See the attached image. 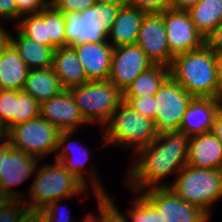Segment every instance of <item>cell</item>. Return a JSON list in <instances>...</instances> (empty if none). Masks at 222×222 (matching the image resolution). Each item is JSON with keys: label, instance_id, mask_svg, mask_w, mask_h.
<instances>
[{"label": "cell", "instance_id": "ffe728a7", "mask_svg": "<svg viewBox=\"0 0 222 222\" xmlns=\"http://www.w3.org/2000/svg\"><path fill=\"white\" fill-rule=\"evenodd\" d=\"M52 67L63 89L69 90L89 81L72 46L59 47L54 50Z\"/></svg>", "mask_w": 222, "mask_h": 222}, {"label": "cell", "instance_id": "7c38bea8", "mask_svg": "<svg viewBox=\"0 0 222 222\" xmlns=\"http://www.w3.org/2000/svg\"><path fill=\"white\" fill-rule=\"evenodd\" d=\"M136 44L154 65L170 67L174 55L170 52L164 24V12L147 13L139 29Z\"/></svg>", "mask_w": 222, "mask_h": 222}, {"label": "cell", "instance_id": "cb8c5ba5", "mask_svg": "<svg viewBox=\"0 0 222 222\" xmlns=\"http://www.w3.org/2000/svg\"><path fill=\"white\" fill-rule=\"evenodd\" d=\"M169 77V67L164 65H153L133 80L123 92V97L155 96Z\"/></svg>", "mask_w": 222, "mask_h": 222}, {"label": "cell", "instance_id": "6da1fadb", "mask_svg": "<svg viewBox=\"0 0 222 222\" xmlns=\"http://www.w3.org/2000/svg\"><path fill=\"white\" fill-rule=\"evenodd\" d=\"M189 140L190 136L181 131L161 134L148 146L137 151L139 159L135 160L127 175L133 191L142 193L147 188L169 187L158 184L164 177L178 173L187 165Z\"/></svg>", "mask_w": 222, "mask_h": 222}, {"label": "cell", "instance_id": "7bdbcfd3", "mask_svg": "<svg viewBox=\"0 0 222 222\" xmlns=\"http://www.w3.org/2000/svg\"><path fill=\"white\" fill-rule=\"evenodd\" d=\"M211 132L222 143V108L215 117Z\"/></svg>", "mask_w": 222, "mask_h": 222}, {"label": "cell", "instance_id": "603a6c76", "mask_svg": "<svg viewBox=\"0 0 222 222\" xmlns=\"http://www.w3.org/2000/svg\"><path fill=\"white\" fill-rule=\"evenodd\" d=\"M11 44L16 48L21 59L30 70L53 66L55 50L53 47L41 45L37 41L26 37L20 30L16 39L11 36Z\"/></svg>", "mask_w": 222, "mask_h": 222}, {"label": "cell", "instance_id": "83f0119b", "mask_svg": "<svg viewBox=\"0 0 222 222\" xmlns=\"http://www.w3.org/2000/svg\"><path fill=\"white\" fill-rule=\"evenodd\" d=\"M41 105L24 91L16 90V100L13 107V127L33 120L40 116Z\"/></svg>", "mask_w": 222, "mask_h": 222}, {"label": "cell", "instance_id": "7a4b0ae2", "mask_svg": "<svg viewBox=\"0 0 222 222\" xmlns=\"http://www.w3.org/2000/svg\"><path fill=\"white\" fill-rule=\"evenodd\" d=\"M170 77L193 97L222 99L217 57L206 45L173 57Z\"/></svg>", "mask_w": 222, "mask_h": 222}, {"label": "cell", "instance_id": "8d00e7d4", "mask_svg": "<svg viewBox=\"0 0 222 222\" xmlns=\"http://www.w3.org/2000/svg\"><path fill=\"white\" fill-rule=\"evenodd\" d=\"M113 203L106 193L103 194V222H129L127 216L120 213Z\"/></svg>", "mask_w": 222, "mask_h": 222}, {"label": "cell", "instance_id": "f546056e", "mask_svg": "<svg viewBox=\"0 0 222 222\" xmlns=\"http://www.w3.org/2000/svg\"><path fill=\"white\" fill-rule=\"evenodd\" d=\"M133 203L134 207L127 211L132 222H162L161 212L143 194Z\"/></svg>", "mask_w": 222, "mask_h": 222}, {"label": "cell", "instance_id": "d590c367", "mask_svg": "<svg viewBox=\"0 0 222 222\" xmlns=\"http://www.w3.org/2000/svg\"><path fill=\"white\" fill-rule=\"evenodd\" d=\"M50 3L60 12H82L95 4L94 0H50Z\"/></svg>", "mask_w": 222, "mask_h": 222}, {"label": "cell", "instance_id": "9c48e42d", "mask_svg": "<svg viewBox=\"0 0 222 222\" xmlns=\"http://www.w3.org/2000/svg\"><path fill=\"white\" fill-rule=\"evenodd\" d=\"M154 97L157 135L179 131L183 115L193 96L169 77Z\"/></svg>", "mask_w": 222, "mask_h": 222}, {"label": "cell", "instance_id": "5b68a950", "mask_svg": "<svg viewBox=\"0 0 222 222\" xmlns=\"http://www.w3.org/2000/svg\"><path fill=\"white\" fill-rule=\"evenodd\" d=\"M83 118L90 124L103 126L123 103V92L109 80L88 81L69 89Z\"/></svg>", "mask_w": 222, "mask_h": 222}, {"label": "cell", "instance_id": "e0dca14e", "mask_svg": "<svg viewBox=\"0 0 222 222\" xmlns=\"http://www.w3.org/2000/svg\"><path fill=\"white\" fill-rule=\"evenodd\" d=\"M71 46L74 48L89 81L109 80L114 49L109 42H88Z\"/></svg>", "mask_w": 222, "mask_h": 222}, {"label": "cell", "instance_id": "836d02e7", "mask_svg": "<svg viewBox=\"0 0 222 222\" xmlns=\"http://www.w3.org/2000/svg\"><path fill=\"white\" fill-rule=\"evenodd\" d=\"M125 2L147 13H162L172 8L171 0H125Z\"/></svg>", "mask_w": 222, "mask_h": 222}, {"label": "cell", "instance_id": "c3c4849f", "mask_svg": "<svg viewBox=\"0 0 222 222\" xmlns=\"http://www.w3.org/2000/svg\"><path fill=\"white\" fill-rule=\"evenodd\" d=\"M95 3L99 4H123L125 0H94Z\"/></svg>", "mask_w": 222, "mask_h": 222}, {"label": "cell", "instance_id": "7402d4cb", "mask_svg": "<svg viewBox=\"0 0 222 222\" xmlns=\"http://www.w3.org/2000/svg\"><path fill=\"white\" fill-rule=\"evenodd\" d=\"M29 68L10 44L0 56V90L23 89Z\"/></svg>", "mask_w": 222, "mask_h": 222}, {"label": "cell", "instance_id": "74e56055", "mask_svg": "<svg viewBox=\"0 0 222 222\" xmlns=\"http://www.w3.org/2000/svg\"><path fill=\"white\" fill-rule=\"evenodd\" d=\"M95 170L91 171V173H89L91 175V185H92V189H94V193H95V197L97 198V202H98V210L100 212V216H99V220L98 218L94 217L93 215H88V217L85 218V220H83V222H103V194H105V191L103 190V187L101 186V183L99 182V180L97 179V177L95 176ZM96 218V219H95Z\"/></svg>", "mask_w": 222, "mask_h": 222}, {"label": "cell", "instance_id": "b9f144b4", "mask_svg": "<svg viewBox=\"0 0 222 222\" xmlns=\"http://www.w3.org/2000/svg\"><path fill=\"white\" fill-rule=\"evenodd\" d=\"M21 222H47L41 210H28Z\"/></svg>", "mask_w": 222, "mask_h": 222}, {"label": "cell", "instance_id": "8fae6325", "mask_svg": "<svg viewBox=\"0 0 222 222\" xmlns=\"http://www.w3.org/2000/svg\"><path fill=\"white\" fill-rule=\"evenodd\" d=\"M37 159L22 150L13 148L7 140L0 139V187L16 199L22 198L11 187L28 180L32 173H37L35 170Z\"/></svg>", "mask_w": 222, "mask_h": 222}, {"label": "cell", "instance_id": "ac0fdd59", "mask_svg": "<svg viewBox=\"0 0 222 222\" xmlns=\"http://www.w3.org/2000/svg\"><path fill=\"white\" fill-rule=\"evenodd\" d=\"M187 164L195 168L222 170V143L211 131L190 136Z\"/></svg>", "mask_w": 222, "mask_h": 222}, {"label": "cell", "instance_id": "d6986e66", "mask_svg": "<svg viewBox=\"0 0 222 222\" xmlns=\"http://www.w3.org/2000/svg\"><path fill=\"white\" fill-rule=\"evenodd\" d=\"M147 12L135 8L126 2L120 5L110 33L111 45L115 48L123 45L136 44L139 29Z\"/></svg>", "mask_w": 222, "mask_h": 222}, {"label": "cell", "instance_id": "d4e9b609", "mask_svg": "<svg viewBox=\"0 0 222 222\" xmlns=\"http://www.w3.org/2000/svg\"><path fill=\"white\" fill-rule=\"evenodd\" d=\"M187 12L196 29L206 38L222 22V0H200Z\"/></svg>", "mask_w": 222, "mask_h": 222}, {"label": "cell", "instance_id": "30bf717a", "mask_svg": "<svg viewBox=\"0 0 222 222\" xmlns=\"http://www.w3.org/2000/svg\"><path fill=\"white\" fill-rule=\"evenodd\" d=\"M164 24L170 52L176 56L202 48L205 37L196 29L187 11L168 9Z\"/></svg>", "mask_w": 222, "mask_h": 222}, {"label": "cell", "instance_id": "f35d334b", "mask_svg": "<svg viewBox=\"0 0 222 222\" xmlns=\"http://www.w3.org/2000/svg\"><path fill=\"white\" fill-rule=\"evenodd\" d=\"M59 201L61 200L50 202L44 208L41 209L47 222H75L70 219L67 214H64L63 211H61L60 209V212H57L59 211L57 209L60 207Z\"/></svg>", "mask_w": 222, "mask_h": 222}, {"label": "cell", "instance_id": "f1b7e54d", "mask_svg": "<svg viewBox=\"0 0 222 222\" xmlns=\"http://www.w3.org/2000/svg\"><path fill=\"white\" fill-rule=\"evenodd\" d=\"M20 20L17 23L18 30L41 45L49 46L46 24H44V9L38 14L22 16Z\"/></svg>", "mask_w": 222, "mask_h": 222}, {"label": "cell", "instance_id": "9a60e30c", "mask_svg": "<svg viewBox=\"0 0 222 222\" xmlns=\"http://www.w3.org/2000/svg\"><path fill=\"white\" fill-rule=\"evenodd\" d=\"M40 116L60 132L75 131L81 124L88 123L83 118L72 93L66 89L41 104Z\"/></svg>", "mask_w": 222, "mask_h": 222}, {"label": "cell", "instance_id": "60d3db41", "mask_svg": "<svg viewBox=\"0 0 222 222\" xmlns=\"http://www.w3.org/2000/svg\"><path fill=\"white\" fill-rule=\"evenodd\" d=\"M17 20V6L15 0H0V20Z\"/></svg>", "mask_w": 222, "mask_h": 222}, {"label": "cell", "instance_id": "ab89813d", "mask_svg": "<svg viewBox=\"0 0 222 222\" xmlns=\"http://www.w3.org/2000/svg\"><path fill=\"white\" fill-rule=\"evenodd\" d=\"M205 45L215 54L222 52V22L205 38Z\"/></svg>", "mask_w": 222, "mask_h": 222}, {"label": "cell", "instance_id": "681fc988", "mask_svg": "<svg viewBox=\"0 0 222 222\" xmlns=\"http://www.w3.org/2000/svg\"><path fill=\"white\" fill-rule=\"evenodd\" d=\"M6 131L5 128L0 123V139H5Z\"/></svg>", "mask_w": 222, "mask_h": 222}, {"label": "cell", "instance_id": "1f68e13d", "mask_svg": "<svg viewBox=\"0 0 222 222\" xmlns=\"http://www.w3.org/2000/svg\"><path fill=\"white\" fill-rule=\"evenodd\" d=\"M125 102L134 111L139 112L141 115L151 118H155V97H123Z\"/></svg>", "mask_w": 222, "mask_h": 222}, {"label": "cell", "instance_id": "5bb4252c", "mask_svg": "<svg viewBox=\"0 0 222 222\" xmlns=\"http://www.w3.org/2000/svg\"><path fill=\"white\" fill-rule=\"evenodd\" d=\"M154 64L137 45H123L113 49L109 81L122 92L142 72Z\"/></svg>", "mask_w": 222, "mask_h": 222}, {"label": "cell", "instance_id": "44dd1931", "mask_svg": "<svg viewBox=\"0 0 222 222\" xmlns=\"http://www.w3.org/2000/svg\"><path fill=\"white\" fill-rule=\"evenodd\" d=\"M63 90L53 67L29 70L22 89L40 105Z\"/></svg>", "mask_w": 222, "mask_h": 222}, {"label": "cell", "instance_id": "277c9868", "mask_svg": "<svg viewBox=\"0 0 222 222\" xmlns=\"http://www.w3.org/2000/svg\"><path fill=\"white\" fill-rule=\"evenodd\" d=\"M182 200L210 216L209 207L222 197V170L184 166L169 186Z\"/></svg>", "mask_w": 222, "mask_h": 222}, {"label": "cell", "instance_id": "4316f807", "mask_svg": "<svg viewBox=\"0 0 222 222\" xmlns=\"http://www.w3.org/2000/svg\"><path fill=\"white\" fill-rule=\"evenodd\" d=\"M44 24H46L49 47L54 49L65 46V20L62 12L51 3L44 9Z\"/></svg>", "mask_w": 222, "mask_h": 222}, {"label": "cell", "instance_id": "bcb514c9", "mask_svg": "<svg viewBox=\"0 0 222 222\" xmlns=\"http://www.w3.org/2000/svg\"><path fill=\"white\" fill-rule=\"evenodd\" d=\"M16 198L0 187V208H4L14 202Z\"/></svg>", "mask_w": 222, "mask_h": 222}, {"label": "cell", "instance_id": "ba28073f", "mask_svg": "<svg viewBox=\"0 0 222 222\" xmlns=\"http://www.w3.org/2000/svg\"><path fill=\"white\" fill-rule=\"evenodd\" d=\"M59 134L55 126L39 116L10 128L5 140L13 148L38 158L57 150Z\"/></svg>", "mask_w": 222, "mask_h": 222}, {"label": "cell", "instance_id": "4fadbf2b", "mask_svg": "<svg viewBox=\"0 0 222 222\" xmlns=\"http://www.w3.org/2000/svg\"><path fill=\"white\" fill-rule=\"evenodd\" d=\"M142 194L161 212L162 222H207L210 217L199 207L182 200L169 187L152 188Z\"/></svg>", "mask_w": 222, "mask_h": 222}, {"label": "cell", "instance_id": "484cf974", "mask_svg": "<svg viewBox=\"0 0 222 222\" xmlns=\"http://www.w3.org/2000/svg\"><path fill=\"white\" fill-rule=\"evenodd\" d=\"M74 133V131H63L60 132L59 137H58V146H57V154H56V161H59L65 169H67L74 177H76L85 187H87V181H85L86 178H84V165L86 161L89 159V152L87 148L85 149H78L80 150V155L76 157L75 155H72L71 158V153H68L72 147V144L68 142L69 136H71ZM68 142V144L66 143ZM71 144V145H70ZM62 149V150H61ZM73 149V148H72ZM77 150V149H76ZM60 151V153L58 152ZM78 152V151H77ZM85 154V155H84ZM70 155V157H69ZM82 155V158H85V162L80 158ZM84 156V157H83ZM83 171V172H82Z\"/></svg>", "mask_w": 222, "mask_h": 222}, {"label": "cell", "instance_id": "52a82bcc", "mask_svg": "<svg viewBox=\"0 0 222 222\" xmlns=\"http://www.w3.org/2000/svg\"><path fill=\"white\" fill-rule=\"evenodd\" d=\"M39 168L29 190L33 200L28 204L29 210H41L50 202L70 198L74 194L77 196L87 190L59 161Z\"/></svg>", "mask_w": 222, "mask_h": 222}, {"label": "cell", "instance_id": "7dc6e473", "mask_svg": "<svg viewBox=\"0 0 222 222\" xmlns=\"http://www.w3.org/2000/svg\"><path fill=\"white\" fill-rule=\"evenodd\" d=\"M217 57V63H218V78L220 85L222 87V52L219 54H216Z\"/></svg>", "mask_w": 222, "mask_h": 222}, {"label": "cell", "instance_id": "2e32d148", "mask_svg": "<svg viewBox=\"0 0 222 222\" xmlns=\"http://www.w3.org/2000/svg\"><path fill=\"white\" fill-rule=\"evenodd\" d=\"M222 108V99L193 97L179 127L187 136L210 132L217 113Z\"/></svg>", "mask_w": 222, "mask_h": 222}, {"label": "cell", "instance_id": "4dcf8cb0", "mask_svg": "<svg viewBox=\"0 0 222 222\" xmlns=\"http://www.w3.org/2000/svg\"><path fill=\"white\" fill-rule=\"evenodd\" d=\"M16 90H0V123L7 132L13 127V107Z\"/></svg>", "mask_w": 222, "mask_h": 222}, {"label": "cell", "instance_id": "e575fe53", "mask_svg": "<svg viewBox=\"0 0 222 222\" xmlns=\"http://www.w3.org/2000/svg\"><path fill=\"white\" fill-rule=\"evenodd\" d=\"M17 6V20L19 22L22 16L38 14L45 9L50 0H15Z\"/></svg>", "mask_w": 222, "mask_h": 222}, {"label": "cell", "instance_id": "f6af8a7d", "mask_svg": "<svg viewBox=\"0 0 222 222\" xmlns=\"http://www.w3.org/2000/svg\"><path fill=\"white\" fill-rule=\"evenodd\" d=\"M10 44L11 35L0 25V56Z\"/></svg>", "mask_w": 222, "mask_h": 222}, {"label": "cell", "instance_id": "8992f818", "mask_svg": "<svg viewBox=\"0 0 222 222\" xmlns=\"http://www.w3.org/2000/svg\"><path fill=\"white\" fill-rule=\"evenodd\" d=\"M104 129L105 147L107 144L131 145L136 152L148 146L157 136L154 120L134 111L123 102L113 113Z\"/></svg>", "mask_w": 222, "mask_h": 222}, {"label": "cell", "instance_id": "3957f363", "mask_svg": "<svg viewBox=\"0 0 222 222\" xmlns=\"http://www.w3.org/2000/svg\"><path fill=\"white\" fill-rule=\"evenodd\" d=\"M121 4H99L82 12H62L65 20V46L107 42Z\"/></svg>", "mask_w": 222, "mask_h": 222}, {"label": "cell", "instance_id": "ee69618b", "mask_svg": "<svg viewBox=\"0 0 222 222\" xmlns=\"http://www.w3.org/2000/svg\"><path fill=\"white\" fill-rule=\"evenodd\" d=\"M172 8L187 11L195 6L200 0H171Z\"/></svg>", "mask_w": 222, "mask_h": 222}, {"label": "cell", "instance_id": "d6a6232c", "mask_svg": "<svg viewBox=\"0 0 222 222\" xmlns=\"http://www.w3.org/2000/svg\"><path fill=\"white\" fill-rule=\"evenodd\" d=\"M25 203L26 201L23 200V198L22 200L16 199L10 205L0 208V222H21L22 218L29 210L28 202Z\"/></svg>", "mask_w": 222, "mask_h": 222}]
</instances>
